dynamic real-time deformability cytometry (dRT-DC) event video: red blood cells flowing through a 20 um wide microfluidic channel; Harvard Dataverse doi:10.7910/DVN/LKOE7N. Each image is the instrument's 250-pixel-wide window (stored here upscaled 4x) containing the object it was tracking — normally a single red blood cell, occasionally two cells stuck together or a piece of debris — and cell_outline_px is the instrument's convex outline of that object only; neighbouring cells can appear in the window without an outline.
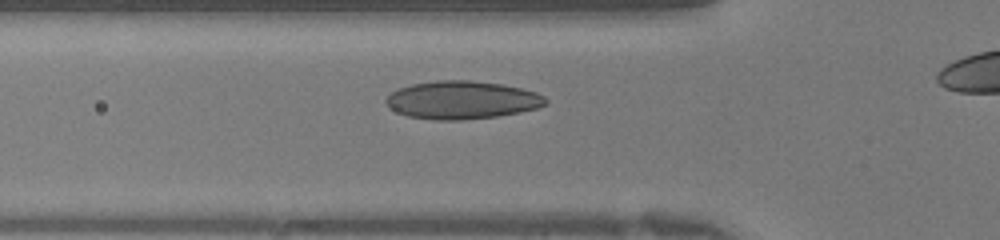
{"species": "human", "species_latin": "Homo sapiens", "temperature_condition": "warm", "stored_images_in_passage": 27, "camera_frame_rate_fps": 3000, "um_per_image_px": 0.085, "donor": {"sex": "female"}, "frame": {"image": 1, "passage_image": 7, "time_ms": 2.0, "image_size_px": [1000, 240], "cell_outline_px": [[548, 104], [540, 108], [520, 112], [496, 116], [460, 120], [432, 120], [408, 116], [396, 112], [384, 100], [396, 88], [412, 84], [436, 80], [468, 80], [504, 84], [536, 92], [544, 96], [548, 100]], "centroid_in_image_um": [39.29, 8.5], "position_along_channel_um": 86.5, "area_um2": 35.55}}
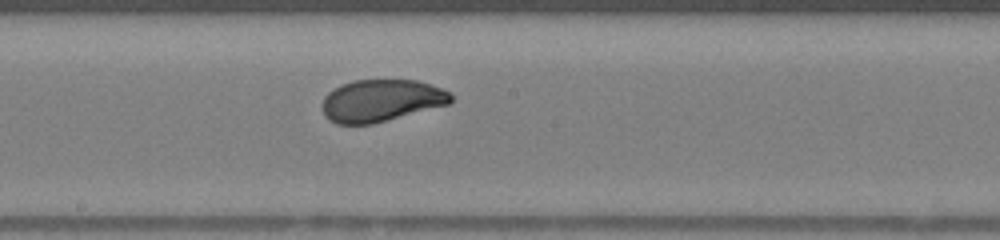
{"frame": {"image": 2, "passage_image": 15, "time_ms": 4.667, "image_size_px": [1000, 240], "cell_outline_px": [[452, 100], [448, 104], [388, 120], [372, 124], [336, 124], [328, 120], [324, 116], [324, 96], [328, 92], [340, 84], [352, 80], [420, 80], [444, 88], [452, 92]], "centroid_in_image_um": [32.42, 8.53], "position_along_channel_um": 215.8, "area_um2": 31.79}}
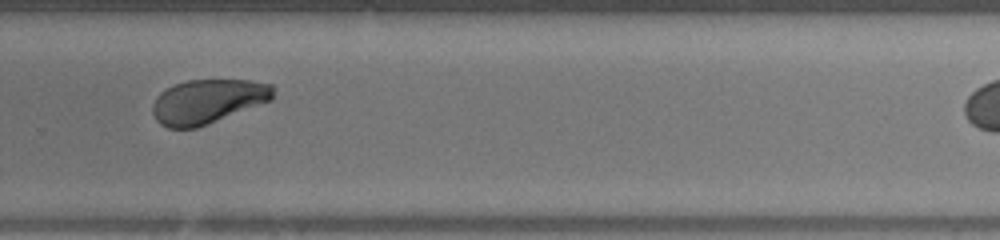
{"frame": {"image": 3, "passage_image": 21, "time_ms": 6.667, "image_size_px": [1000, 240], "cell_outline_px": [[272, 100], [208, 124], [196, 128], [168, 128], [160, 124], [156, 120], [152, 112], [152, 104], [156, 96], [160, 92], [176, 84], [188, 80], [252, 80], [272, 84]], "centroid_in_image_um": [17.63, 8.62], "position_along_channel_um": 312.2, "area_um2": 31.04}}